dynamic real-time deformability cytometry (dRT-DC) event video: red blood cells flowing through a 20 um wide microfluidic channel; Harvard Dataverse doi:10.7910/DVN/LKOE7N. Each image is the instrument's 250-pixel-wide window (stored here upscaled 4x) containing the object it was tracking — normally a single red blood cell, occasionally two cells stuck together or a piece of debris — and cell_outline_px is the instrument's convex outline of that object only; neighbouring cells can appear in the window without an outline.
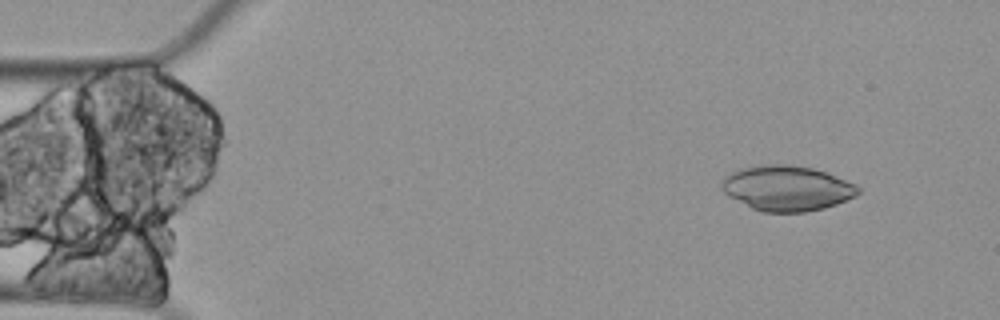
{"species": "Egyptian fruit bat (a non-hibernating species)", "species_latin": "Rousettus aegyptiacus", "temperature_condition": "cold", "stored_images_in_passage": 4, "camera_frame_rate_fps": 3000, "um_per_image_px": 0.085, "animal": {"sex": "female"}, "frame": {"image": 1, "passage_image": 1, "time_ms": 0.0, "image_size_px": [1000, 320], "cell_outline_px": [[860, 192], [856, 196], [836, 204], [824, 208], [804, 212], [764, 212], [752, 208], [728, 196], [720, 188], [720, 184], [724, 176], [740, 168], [764, 164], [788, 164], [812, 168], [824, 172], [856, 184], [860, 188]], "centroid_in_image_um": [66.86, 15.99], "position_along_channel_um": 18.1, "area_um2": 35.95}}
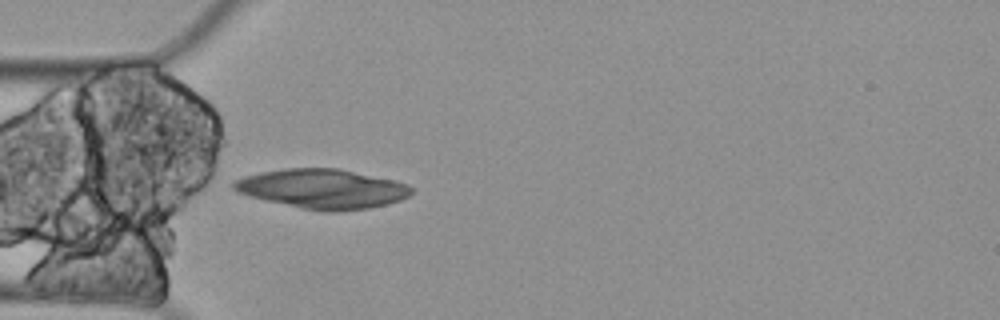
{"frame": {"image": 2, "passage_image": 4, "time_ms": 1.0, "image_size_px": [1000, 320], "cell_outline_px": [[412, 192], [408, 196], [400, 200], [388, 204], [368, 208], [340, 212], [324, 212], [300, 208], [264, 200], [248, 196], [236, 192], [232, 188], [232, 180], [244, 176], [260, 172], [284, 168], [340, 168], [396, 180], [408, 184], [412, 188]], "centroid_in_image_um": [27.38, 16.05], "position_along_channel_um": 57.6, "area_um2": 41.44}}